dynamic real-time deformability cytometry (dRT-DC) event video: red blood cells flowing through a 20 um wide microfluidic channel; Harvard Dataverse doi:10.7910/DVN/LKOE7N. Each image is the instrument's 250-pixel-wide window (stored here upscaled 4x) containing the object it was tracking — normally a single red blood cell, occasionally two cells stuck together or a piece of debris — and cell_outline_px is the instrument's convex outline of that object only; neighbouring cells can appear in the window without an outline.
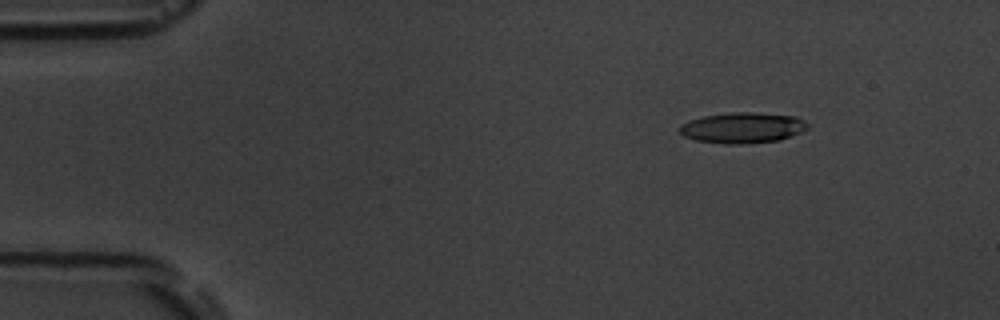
{"species": "common noctule bat (a hibernating species)", "species_latin": "Nyctalus noctula", "temperature_condition": "room temperature", "stored_images_in_passage": 10, "camera_frame_rate_fps": 3000, "um_per_image_px": 0.085, "animal": {"sex": "male", "body_mass_g": 19.5, "forearm_length_mm": 54.6}, "frame": {"image": 1, "passage_image": 2, "time_ms": 1.0, "image_size_px": [1000, 320], "cell_outline_px": [[808, 128], [800, 132], [780, 140], [740, 144], [724, 144], [696, 140], [684, 136], [680, 132], [680, 124], [688, 120], [704, 116], [732, 112], [756, 112], [796, 116], [804, 120], [808, 124]], "centroid_in_image_um": [63.12, 10.85], "position_along_channel_um": 21.9, "area_um2": 22.95}}
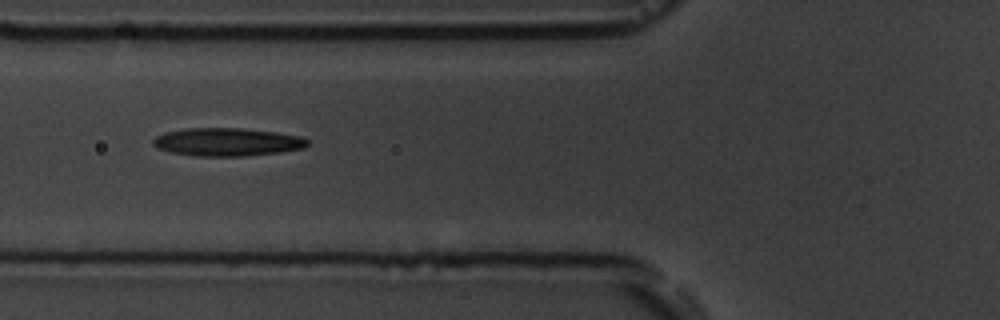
{"frame": {"image": 2, "passage_image": 6, "time_ms": 5.667, "image_size_px": [1000, 320], "cell_outline_px": [[308, 144], [304, 148], [280, 152], [244, 156], [192, 156], [172, 152], [156, 148], [152, 144], [152, 140], [156, 136], [164, 132], [184, 128], [244, 128], [276, 132], [300, 136], [308, 140]], "centroid_in_image_um": [19.28, 12.06], "position_along_channel_um": 106.5, "area_um2": 25.43}}
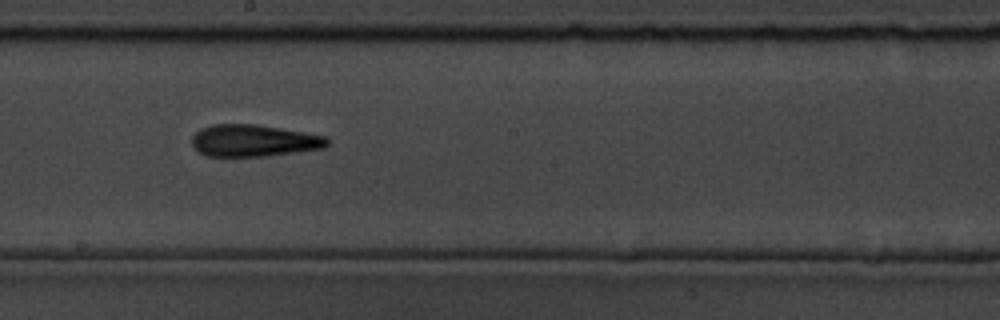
{"frame": {"image": 3, "passage_image": 9, "time_ms": 9.0, "image_size_px": [1000, 320], "cell_outline_px": [[328, 144], [324, 148], [264, 156], [208, 156], [200, 152], [192, 144], [192, 136], [200, 128], [212, 124], [256, 124], [328, 136]], "centroid_in_image_um": [21.57, 11.94], "position_along_channel_um": 226.6, "area_um2": 25.09}}